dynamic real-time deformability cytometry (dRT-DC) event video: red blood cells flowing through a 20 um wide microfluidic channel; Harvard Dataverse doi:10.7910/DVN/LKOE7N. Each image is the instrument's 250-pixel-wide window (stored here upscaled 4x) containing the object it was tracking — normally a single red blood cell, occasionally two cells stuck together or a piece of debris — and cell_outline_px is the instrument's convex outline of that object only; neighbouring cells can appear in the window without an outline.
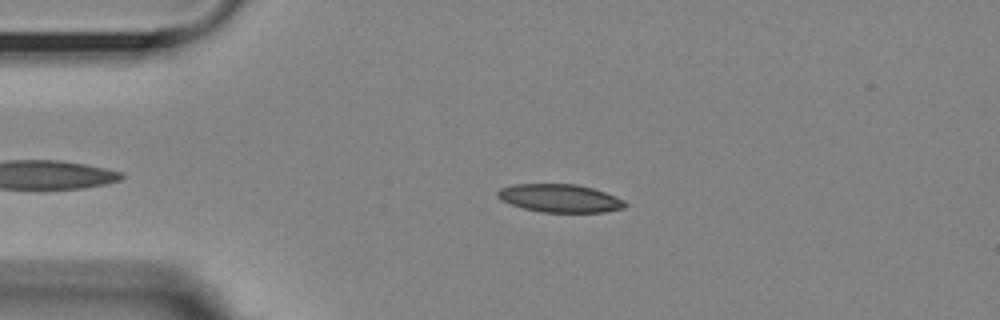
{"species": "Egyptian fruit bat (a non-hibernating species)", "species_latin": "Rousettus aegyptiacus", "temperature_condition": "room temperature", "stored_images_in_passage": 47, "camera_frame_rate_fps": 3000, "um_per_image_px": 0.085, "animal": {"sex": "female"}, "frame": {"image": 1, "passage_image": 9, "time_ms": 2.667, "image_size_px": [1000, 320], "cell_outline_px": [[628, 204], [624, 208], [604, 212], [540, 212], [524, 208], [500, 200], [496, 196], [496, 192], [500, 188], [512, 184], [576, 184], [592, 188], [604, 192], [624, 200]], "centroid_in_image_um": [47.56, 16.85], "position_along_channel_um": 37.4, "area_um2": 20.87}}
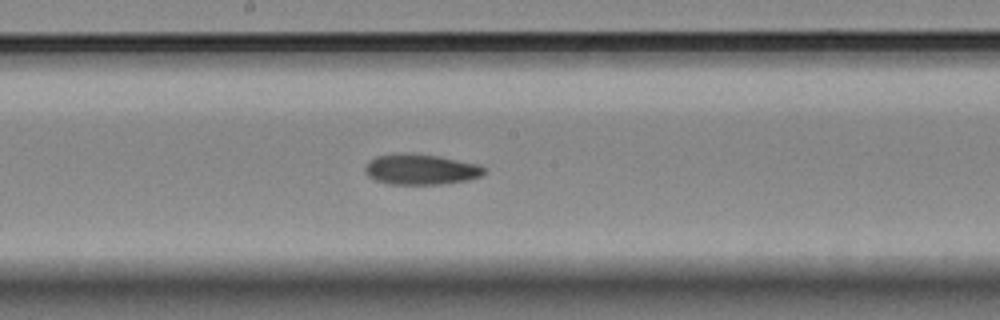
{"frame": {"image": 2, "passage_image": 26, "time_ms": 8.333, "image_size_px": [1000, 320], "cell_outline_px": [[484, 172], [480, 176], [468, 180], [440, 184], [388, 184], [376, 180], [368, 176], [364, 172], [364, 164], [368, 160], [376, 156], [396, 152], [412, 152], [440, 156], [480, 164], [484, 168]], "centroid_in_image_um": [35.71, 14.37], "position_along_channel_um": 212.5, "area_um2": 21.68}}
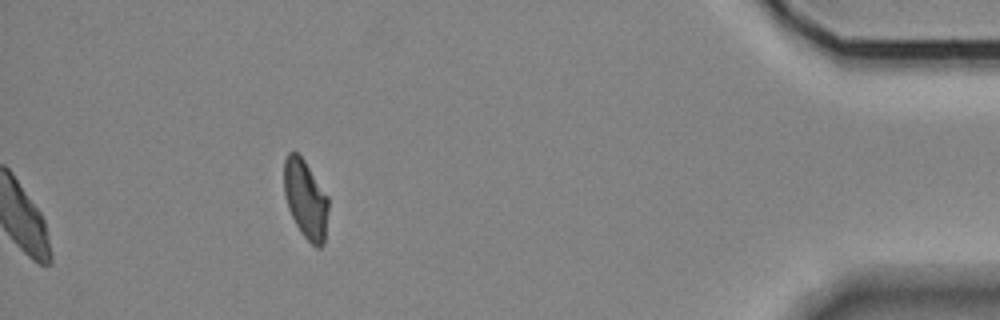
{"frame": {"image": 3, "passage_image": 47, "time_ms": 15.333, "image_size_px": [1000, 320], "cell_outline_px": [[328, 208], [324, 244], [320, 248], [316, 248], [300, 232], [288, 208], [284, 192], [284, 160], [288, 152], [296, 152], [304, 160], [328, 196]], "centroid_in_image_um": [25.97, 16.94], "position_along_channel_um": 409.2, "area_um2": 20.23}, "authors_computed_cell_mechanics": {"area_um2": 21.3282, "velocity_mm_per_s": 3.5897, "shape_relaxation_time_tau1_ms": 10.4907, "shape_relaxation_time_tau2_ms": null, "deformation_change_tau1": 0.1872, "deformation_change_tau2": null}}